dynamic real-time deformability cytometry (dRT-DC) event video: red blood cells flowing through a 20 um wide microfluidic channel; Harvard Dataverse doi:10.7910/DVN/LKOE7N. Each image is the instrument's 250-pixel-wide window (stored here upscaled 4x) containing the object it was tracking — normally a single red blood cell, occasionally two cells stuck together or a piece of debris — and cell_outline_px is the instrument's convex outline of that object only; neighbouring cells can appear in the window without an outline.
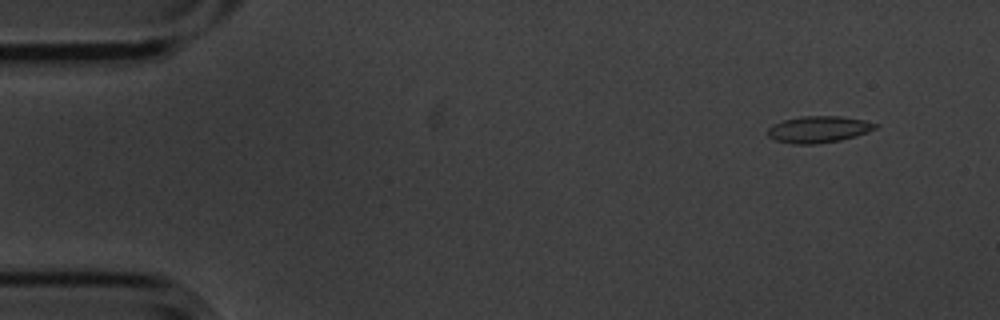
{"species": "common noctule bat (a hibernating species)", "species_latin": "Nyctalus noctula", "temperature_condition": "cold", "stored_images_in_passage": 5, "segment_of_instrument_passage": [1, 2], "camera_frame_rate_fps": 3000, "um_per_image_px": 0.085, "animal": {"sex": "male", "body_mass_g": 20.1, "forearm_length_mm": 53.5}, "frame": {"image": 1, "passage_image": 1, "time_ms": 0.0, "image_size_px": [1000, 320], "cell_outline_px": [[880, 124], [876, 128], [868, 132], [856, 136], [840, 140], [816, 144], [792, 144], [776, 140], [768, 136], [768, 128], [772, 124], [784, 120], [800, 116], [840, 116], [864, 120]], "centroid_in_image_um": [69.59, 10.99], "position_along_channel_um": 15.4, "area_um2": 16.76}}